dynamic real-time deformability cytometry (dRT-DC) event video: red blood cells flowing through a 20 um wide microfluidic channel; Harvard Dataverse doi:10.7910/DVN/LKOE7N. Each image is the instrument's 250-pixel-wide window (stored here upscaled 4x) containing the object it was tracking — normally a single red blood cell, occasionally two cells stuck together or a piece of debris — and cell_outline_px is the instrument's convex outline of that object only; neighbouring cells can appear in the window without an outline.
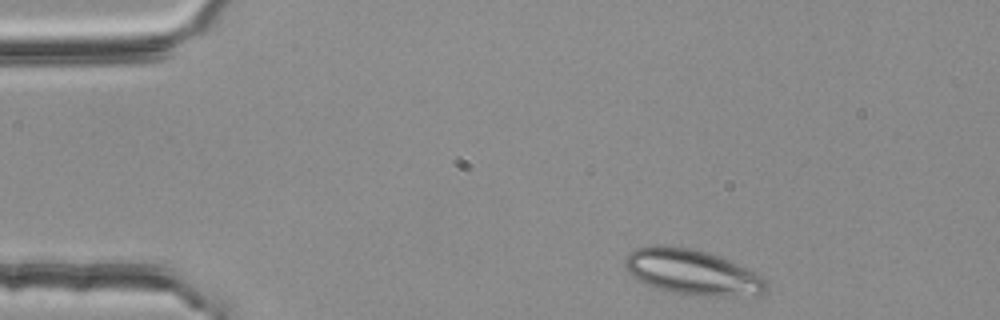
{"species": "common noctule bat (a hibernating species)", "species_latin": "Nyctalus noctula", "temperature_condition": "room temperature", "stored_images_in_passage": 2, "camera_frame_rate_fps": 3000, "um_per_image_px": 0.085, "animal": {"sex": "female", "body_mass_g": 25.1}, "frame": {"image": 1, "passage_image": 1, "time_ms": 0.0, "image_size_px": [1000, 320], "cell_outline_px": [[768, 288], [764, 292], [736, 296], [704, 296], [668, 292], [648, 284], [632, 276], [624, 268], [624, 256], [632, 248], [656, 244], [664, 244], [692, 248], [708, 252], [748, 268], [768, 280]], "centroid_in_image_um": [58.79, 23.1], "position_along_channel_um": 26.2, "area_um2": 37.74}}